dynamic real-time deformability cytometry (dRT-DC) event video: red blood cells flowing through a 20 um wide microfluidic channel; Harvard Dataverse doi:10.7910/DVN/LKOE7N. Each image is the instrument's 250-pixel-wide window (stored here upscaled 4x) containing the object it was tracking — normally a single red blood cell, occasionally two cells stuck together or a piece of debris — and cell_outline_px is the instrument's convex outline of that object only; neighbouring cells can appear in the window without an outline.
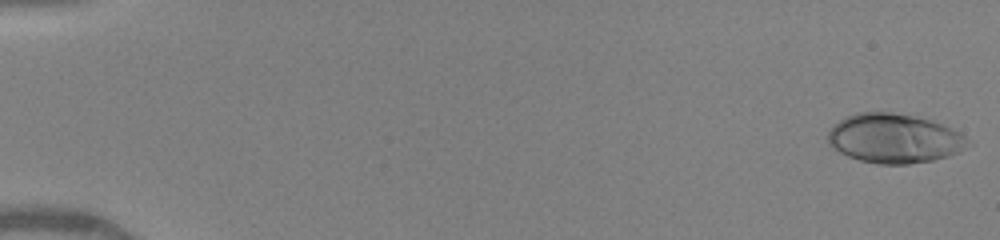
{"species": "human", "species_latin": "Homo sapiens", "temperature_condition": "warm", "stored_images_in_passage": 49, "camera_frame_rate_fps": 3000, "um_per_image_px": 0.085, "donor": {"sex": "female"}, "frame": {"image": 1, "passage_image": 1, "time_ms": 0.0, "image_size_px": [1000, 240], "cell_outline_px": [[972, 144], [948, 156], [932, 160], [908, 164], [880, 164], [860, 160], [848, 156], [832, 148], [828, 144], [828, 132], [832, 124], [856, 112], [892, 112], [916, 116], [952, 128], [960, 132], [972, 140]], "centroid_in_image_um": [76.01, 11.76], "position_along_channel_um": 9.0, "area_um2": 40.34}}
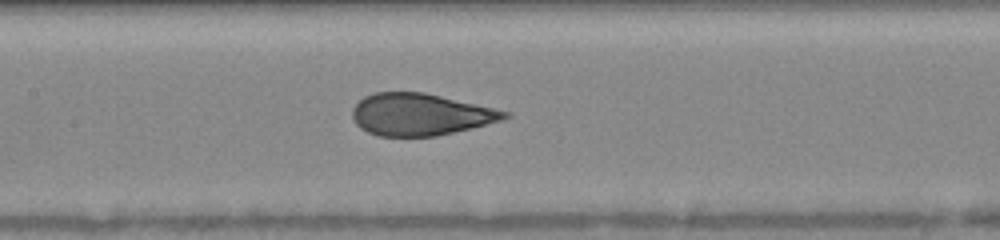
{"frame": {"image": 2, "passage_image": 25, "time_ms": 8.0, "image_size_px": [1000, 240], "cell_outline_px": [[512, 116], [500, 120], [436, 136], [380, 136], [368, 132], [360, 128], [356, 124], [352, 116], [352, 108], [364, 96], [372, 92], [424, 92], [492, 108], [508, 112]], "centroid_in_image_um": [35.65, 9.72], "position_along_channel_um": 171.8, "area_um2": 36.7}}
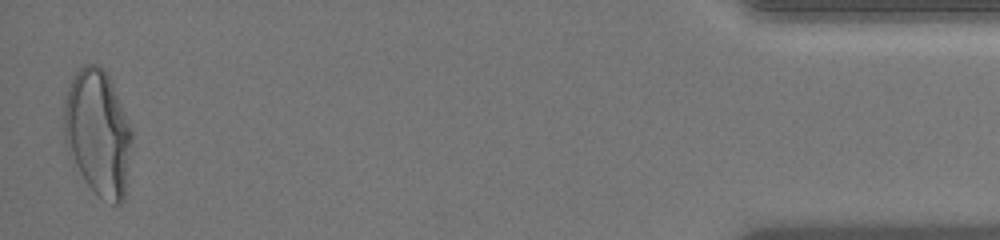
{"frame": {"image": 3, "passage_image": 49, "time_ms": 16.0, "image_size_px": [1000, 240], "cell_outline_px": [[132, 136], [124, 200], [120, 204], [112, 204], [96, 196], [80, 172], [64, 140], [64, 104], [68, 88], [76, 72], [84, 64], [100, 64], [104, 68], [112, 84], [132, 128]], "centroid_in_image_um": [8.34, 11.28], "position_along_channel_um": 426.9, "area_um2": 49.42}, "authors_computed_cell_mechanics": {"area_um2": 38.2636, "velocity_mm_per_s": 4.1239, "shape_relaxation_time_tau1_ms": 4.6111, "shape_relaxation_time_tau2_ms": null, "deformation_change_tau1": 0.2176, "deformation_change_tau2": null}}